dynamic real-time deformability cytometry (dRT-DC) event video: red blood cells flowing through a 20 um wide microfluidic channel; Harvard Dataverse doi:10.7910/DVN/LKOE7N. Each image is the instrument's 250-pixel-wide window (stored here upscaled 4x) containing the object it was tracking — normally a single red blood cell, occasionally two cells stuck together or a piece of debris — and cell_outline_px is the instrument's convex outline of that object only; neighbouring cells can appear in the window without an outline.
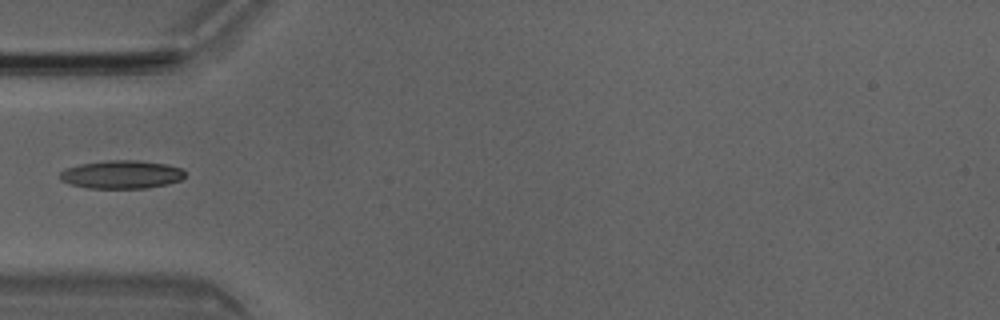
{"species": "Egyptian fruit bat (a non-hibernating species)", "species_latin": "Rousettus aegyptiacus", "temperature_condition": "room temperature", "stored_images_in_passage": 5, "camera_frame_rate_fps": 3000, "um_per_image_px": 0.085, "animal": {"sex": "male"}, "frame": {"image": 1, "passage_image": 5, "time_ms": 1.333, "image_size_px": [1000, 320], "cell_outline_px": [[184, 176], [180, 180], [168, 184], [148, 188], [88, 188], [72, 184], [60, 180], [60, 172], [64, 168], [80, 164], [108, 160], [136, 160], [164, 164], [180, 168], [184, 172]], "centroid_in_image_um": [10.3, 14.83], "position_along_channel_um": 74.7, "area_um2": 20.46}}